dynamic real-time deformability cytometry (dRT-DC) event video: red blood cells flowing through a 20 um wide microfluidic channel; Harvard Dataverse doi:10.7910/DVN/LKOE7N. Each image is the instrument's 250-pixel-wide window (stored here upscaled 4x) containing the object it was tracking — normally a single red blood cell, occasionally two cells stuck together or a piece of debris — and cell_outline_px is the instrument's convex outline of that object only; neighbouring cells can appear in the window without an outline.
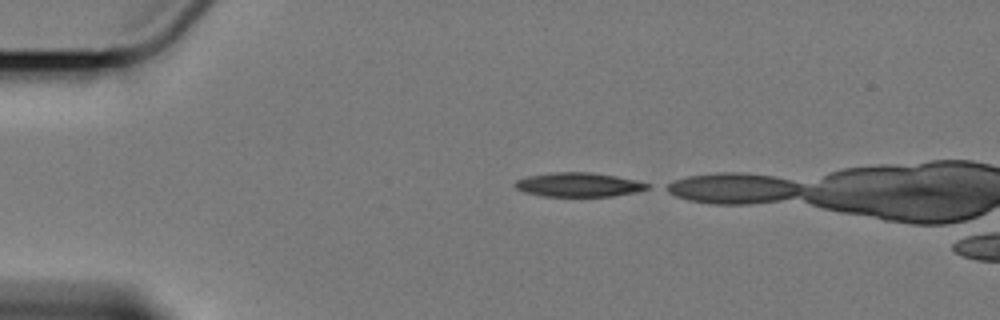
{"species": "Egyptian fruit bat (a non-hibernating species)", "species_latin": "Rousettus aegyptiacus", "temperature_condition": "cold", "stored_images_in_passage": 6, "camera_frame_rate_fps": 3000, "um_per_image_px": 0.085, "animal": {"sex": "female"}, "frame": {"image": 1, "passage_image": 1, "time_ms": 0.0, "image_size_px": [1000, 320], "cell_outline_px": [[648, 188], [636, 192], [612, 196], [540, 196], [524, 192], [516, 188], [512, 184], [516, 180], [528, 176], [556, 172], [588, 172], [616, 176], [648, 184]], "centroid_in_image_um": [49.1, 15.7], "position_along_channel_um": 35.9, "area_um2": 18.38}}